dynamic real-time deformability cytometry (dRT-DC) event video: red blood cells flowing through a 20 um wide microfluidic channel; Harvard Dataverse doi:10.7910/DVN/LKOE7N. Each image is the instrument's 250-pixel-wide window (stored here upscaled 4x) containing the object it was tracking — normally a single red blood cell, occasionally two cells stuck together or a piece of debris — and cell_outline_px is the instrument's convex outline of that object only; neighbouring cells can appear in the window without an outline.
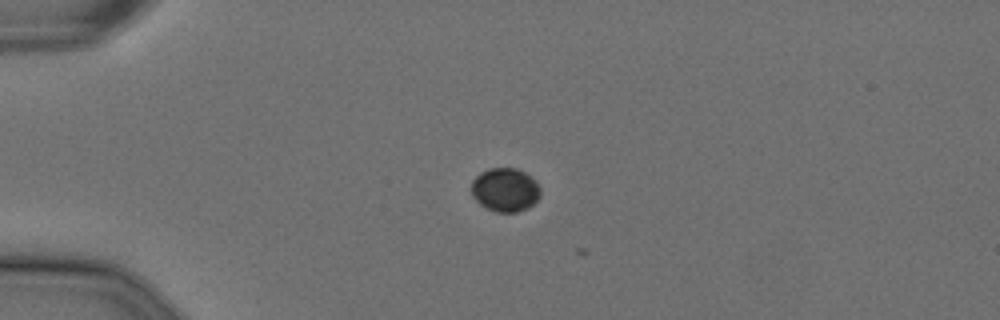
{"species": "Egyptian fruit bat (a non-hibernating species)", "species_latin": "Rousettus aegyptiacus", "temperature_condition": "cold", "stored_images_in_passage": 2, "camera_frame_rate_fps": 3000, "um_per_image_px": 0.085, "animal": {"sex": "female"}, "frame": {"image": 1, "passage_image": 1, "time_ms": 0.0, "image_size_px": [1000, 320], "cell_outline_px": [[540, 196], [528, 208], [516, 212], [496, 212], [480, 204], [472, 196], [472, 180], [480, 172], [488, 168], [516, 168], [524, 172], [540, 188]], "centroid_in_image_um": [42.91, 16.13], "position_along_channel_um": 42.1, "area_um2": 17.34}}